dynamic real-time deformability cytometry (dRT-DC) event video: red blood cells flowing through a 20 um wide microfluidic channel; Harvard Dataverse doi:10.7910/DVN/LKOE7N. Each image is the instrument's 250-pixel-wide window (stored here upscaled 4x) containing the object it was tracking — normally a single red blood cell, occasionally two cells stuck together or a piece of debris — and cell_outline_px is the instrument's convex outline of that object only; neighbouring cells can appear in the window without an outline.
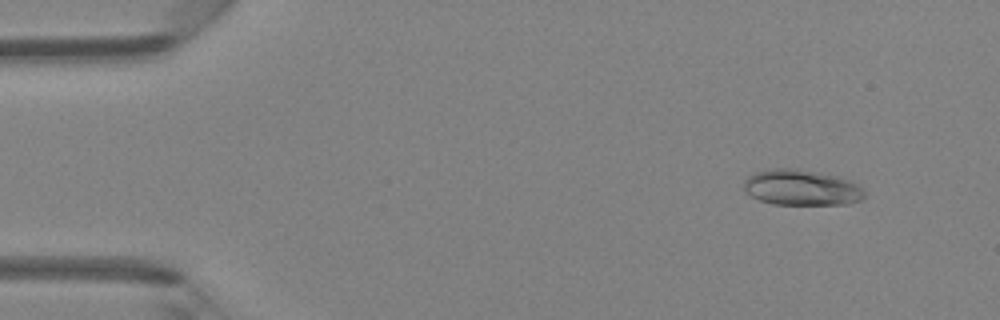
{"species": "Egyptian fruit bat (a non-hibernating species)", "species_latin": "Rousettus aegyptiacus", "temperature_condition": "room temperature", "stored_images_in_passage": 47, "camera_frame_rate_fps": 3000, "um_per_image_px": 0.085, "animal": {"sex": "female"}, "frame": {"image": 1, "passage_image": 5, "time_ms": 1.333, "image_size_px": [1000, 320], "cell_outline_px": [[864, 196], [860, 200], [848, 204], [772, 204], [760, 200], [744, 192], [744, 180], [748, 176], [756, 172], [772, 168], [796, 168], [820, 172], [840, 176], [852, 180], [864, 192]], "centroid_in_image_um": [68.12, 15.93], "position_along_channel_um": 16.9, "area_um2": 25.26}}
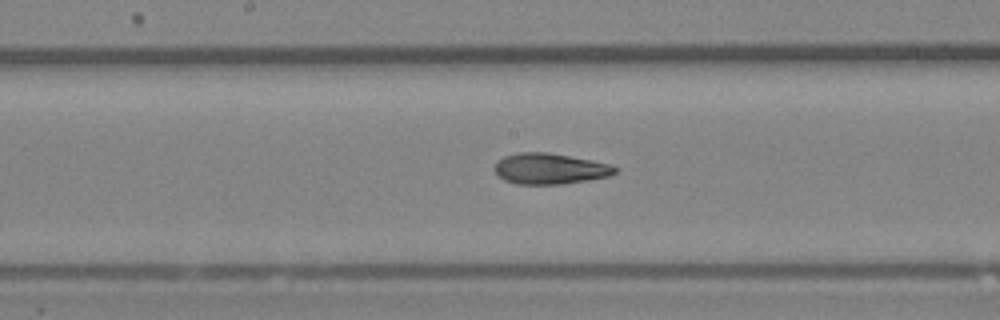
{"frame": {"image": 2, "passage_image": 25, "time_ms": 8.0, "image_size_px": [1000, 320], "cell_outline_px": [[616, 172], [612, 176], [588, 180], [560, 184], [516, 184], [504, 180], [496, 176], [492, 168], [496, 160], [504, 156], [520, 152], [548, 152], [592, 160], [612, 164], [616, 168]], "centroid_in_image_um": [46.69, 14.34], "position_along_channel_um": 201.5, "area_um2": 22.02}}
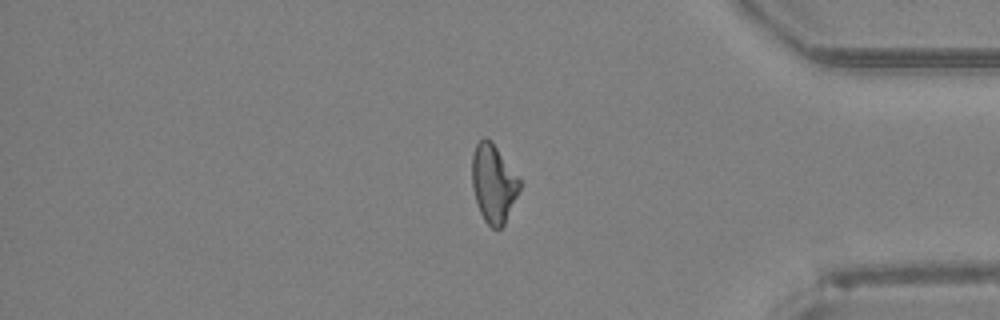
{"frame": {"image": 3, "passage_image": 40, "time_ms": 13.0, "image_size_px": [1000, 320], "cell_outline_px": [[520, 188], [504, 224], [500, 228], [492, 228], [484, 220], [480, 212], [472, 188], [472, 156], [476, 144], [484, 136], [492, 140], [520, 180]], "centroid_in_image_um": [41.92, 15.56], "position_along_channel_um": 393.3, "area_um2": 21.5}, "authors_computed_cell_mechanics": {"area_um2": 22.3108, "velocity_mm_per_s": 4.3011, "shape_relaxation_time_tau1_ms": 5.1799, "shape_relaxation_time_tau2_ms": 3.4065, "deformation_change_tau1": 0.1749, "deformation_change_tau2": 0.1183}}